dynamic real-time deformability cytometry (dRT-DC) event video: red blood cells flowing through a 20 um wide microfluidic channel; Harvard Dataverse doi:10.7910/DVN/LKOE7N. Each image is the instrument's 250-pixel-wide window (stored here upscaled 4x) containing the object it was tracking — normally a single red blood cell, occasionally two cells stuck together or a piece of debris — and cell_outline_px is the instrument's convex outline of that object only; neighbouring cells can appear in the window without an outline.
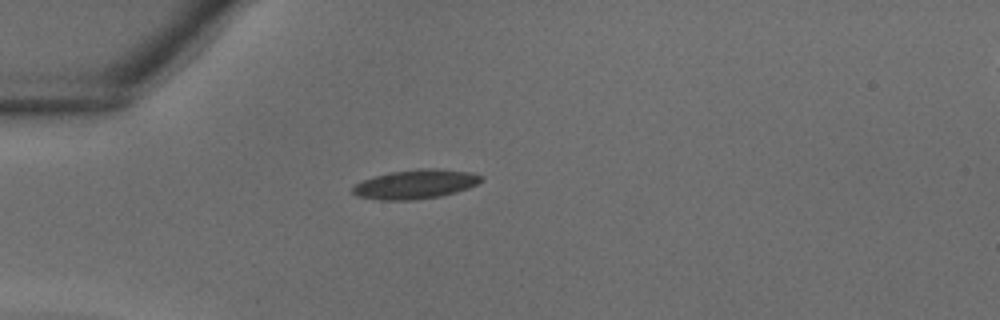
{"species": "common noctule bat (a hibernating species)", "species_latin": "Nyctalus noctula", "temperature_condition": "warm", "stored_images_in_passage": 22, "camera_frame_rate_fps": 3000, "um_per_image_px": 0.085, "animal": {"sex": "male", "body_mass_g": 18.8}, "frame": {"image": 1, "passage_image": 1, "time_ms": 0.0, "image_size_px": [1000, 320], "cell_outline_px": [[484, 180], [468, 188], [456, 192], [440, 196], [408, 200], [380, 200], [356, 196], [352, 192], [352, 188], [356, 184], [364, 180], [376, 176], [392, 172], [420, 168], [432, 168], [472, 172], [480, 176]], "centroid_in_image_um": [35.32, 15.66], "position_along_channel_um": 49.7, "area_um2": 21.62}}
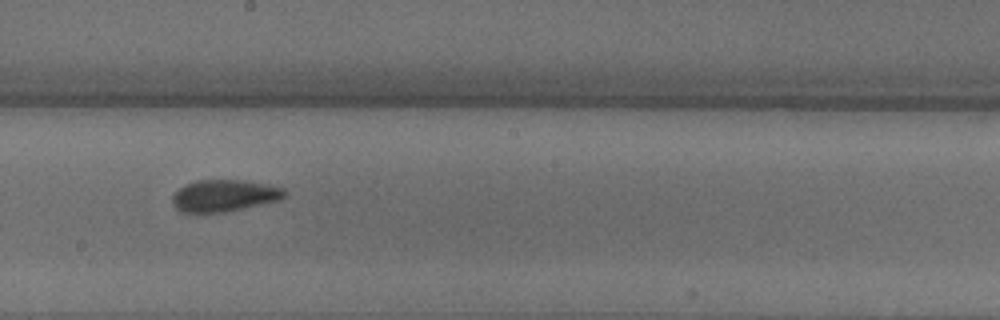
{"frame": {"image": 2, "passage_image": 12, "time_ms": 3.667, "image_size_px": [1000, 320], "cell_outline_px": [[288, 192], [280, 200], [224, 212], [180, 212], [176, 208], [172, 200], [172, 196], [184, 184], [196, 180], [244, 180], [268, 184], [284, 188]], "centroid_in_image_um": [19.08, 16.61], "position_along_channel_um": 229.1, "area_um2": 20.81}}
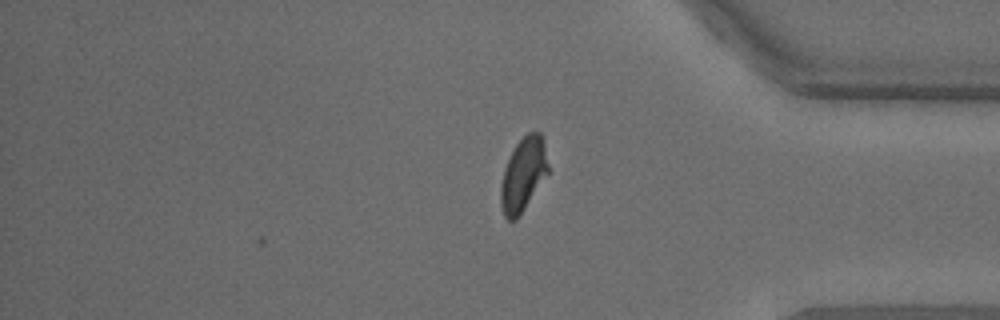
{"frame": {"image": 3, "passage_image": 22, "time_ms": 7.0, "image_size_px": [1000, 320], "cell_outline_px": [[548, 172], [516, 220], [508, 220], [504, 216], [500, 204], [500, 188], [504, 168], [516, 144], [528, 132], [540, 132], [544, 140], [548, 164]], "centroid_in_image_um": [44.46, 14.82], "position_along_channel_um": 390.7, "area_um2": 20.0}}